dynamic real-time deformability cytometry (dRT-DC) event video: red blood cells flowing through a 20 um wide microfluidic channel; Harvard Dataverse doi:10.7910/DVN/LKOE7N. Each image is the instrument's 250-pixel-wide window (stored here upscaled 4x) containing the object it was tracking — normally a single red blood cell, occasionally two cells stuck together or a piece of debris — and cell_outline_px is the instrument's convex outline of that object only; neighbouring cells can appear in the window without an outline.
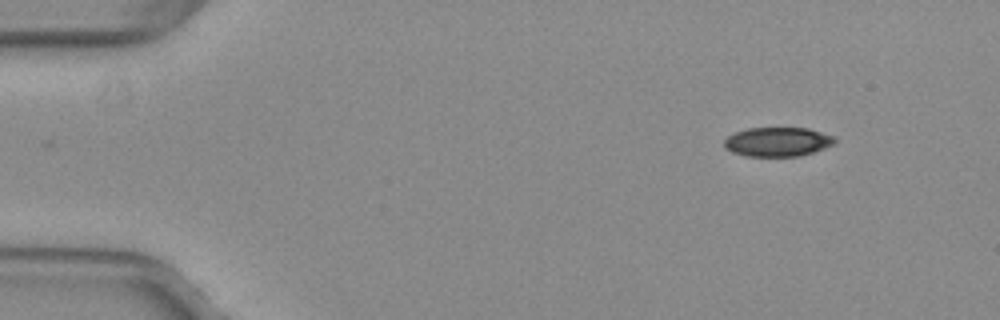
{"species": "common noctule bat (a hibernating species)", "species_latin": "Nyctalus noctula", "temperature_condition": "warm", "stored_images_in_passage": 47, "camera_frame_rate_fps": 3000, "um_per_image_px": 0.085, "animal": {"sex": "female", "body_mass_g": 29.2, "forearm_length_mm": 56.3}, "frame": {"image": 1, "passage_image": 1, "time_ms": 0.0, "image_size_px": [1000, 320], "cell_outline_px": [[836, 140], [832, 144], [824, 148], [800, 156], [748, 156], [732, 152], [724, 148], [724, 140], [728, 136], [736, 132], [748, 128], [808, 128], [836, 136]], "centroid_in_image_um": [66.1, 12.05], "position_along_channel_um": 18.9, "area_um2": 18.79}}
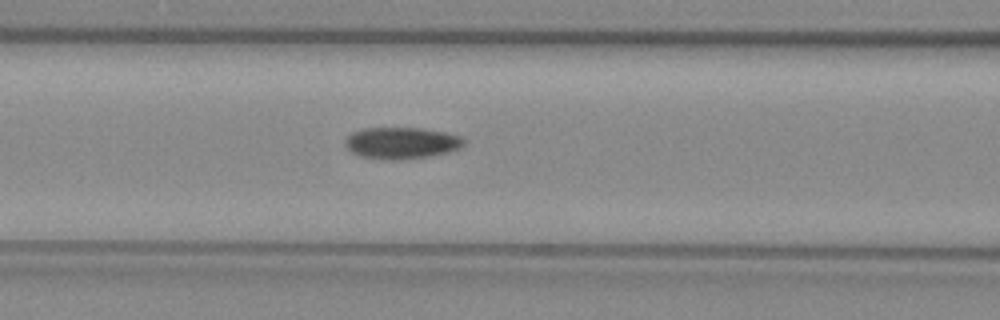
{"frame": {"image": 2, "passage_image": 17, "time_ms": 5.333, "image_size_px": [1000, 320], "cell_outline_px": [[464, 144], [460, 148], [448, 152], [428, 156], [404, 160], [384, 160], [360, 156], [352, 152], [344, 144], [344, 140], [352, 132], [364, 128], [420, 128], [444, 132], [460, 136], [464, 140]], "centroid_in_image_um": [34.1, 12.16], "position_along_channel_um": 132.5, "area_um2": 21.91}}
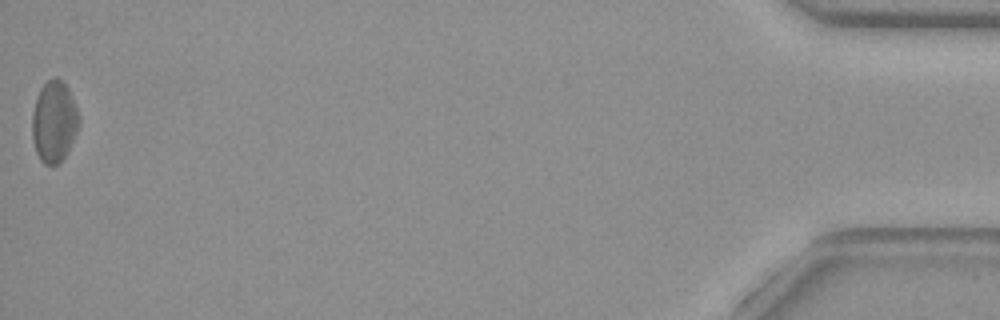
{"frame": {"image": 3, "passage_image": 47, "time_ms": 15.333, "image_size_px": [1000, 320], "cell_outline_px": [[80, 124], [68, 152], [56, 164], [44, 164], [40, 160], [36, 152], [32, 136], [32, 112], [40, 88], [52, 76], [56, 76], [68, 88], [80, 116]], "centroid_in_image_um": [4.6, 10.33], "position_along_channel_um": 430.6, "area_um2": 22.2}, "authors_computed_cell_mechanics": {"area_um2": 21.9062, "velocity_mm_per_s": 3.9916, "shape_relaxation_time_tau1_ms": null, "shape_relaxation_time_tau2_ms": 3.8514, "deformation_change_tau1": null, "deformation_change_tau2": 0.1166}}